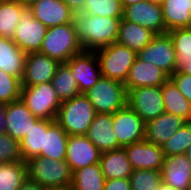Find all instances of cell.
<instances>
[{
    "label": "cell",
    "instance_id": "6da1fadb",
    "mask_svg": "<svg viewBox=\"0 0 191 190\" xmlns=\"http://www.w3.org/2000/svg\"><path fill=\"white\" fill-rule=\"evenodd\" d=\"M122 18L75 14L73 22L84 51H95L117 42Z\"/></svg>",
    "mask_w": 191,
    "mask_h": 190
},
{
    "label": "cell",
    "instance_id": "7a4b0ae2",
    "mask_svg": "<svg viewBox=\"0 0 191 190\" xmlns=\"http://www.w3.org/2000/svg\"><path fill=\"white\" fill-rule=\"evenodd\" d=\"M27 178L46 189H63L71 187L72 170L64 160L33 157L28 159Z\"/></svg>",
    "mask_w": 191,
    "mask_h": 190
},
{
    "label": "cell",
    "instance_id": "3957f363",
    "mask_svg": "<svg viewBox=\"0 0 191 190\" xmlns=\"http://www.w3.org/2000/svg\"><path fill=\"white\" fill-rule=\"evenodd\" d=\"M83 51L77 38L74 22H71L49 27L39 52L59 63H66L74 55Z\"/></svg>",
    "mask_w": 191,
    "mask_h": 190
},
{
    "label": "cell",
    "instance_id": "277c9868",
    "mask_svg": "<svg viewBox=\"0 0 191 190\" xmlns=\"http://www.w3.org/2000/svg\"><path fill=\"white\" fill-rule=\"evenodd\" d=\"M96 112L85 94L61 103L55 121L68 135H86Z\"/></svg>",
    "mask_w": 191,
    "mask_h": 190
},
{
    "label": "cell",
    "instance_id": "5b68a950",
    "mask_svg": "<svg viewBox=\"0 0 191 190\" xmlns=\"http://www.w3.org/2000/svg\"><path fill=\"white\" fill-rule=\"evenodd\" d=\"M84 94L96 113L114 114L127 105L128 92L124 83L103 76Z\"/></svg>",
    "mask_w": 191,
    "mask_h": 190
},
{
    "label": "cell",
    "instance_id": "8992f818",
    "mask_svg": "<svg viewBox=\"0 0 191 190\" xmlns=\"http://www.w3.org/2000/svg\"><path fill=\"white\" fill-rule=\"evenodd\" d=\"M103 77L125 83L137 53L117 42L95 50Z\"/></svg>",
    "mask_w": 191,
    "mask_h": 190
},
{
    "label": "cell",
    "instance_id": "52a82bcc",
    "mask_svg": "<svg viewBox=\"0 0 191 190\" xmlns=\"http://www.w3.org/2000/svg\"><path fill=\"white\" fill-rule=\"evenodd\" d=\"M20 99L39 119L55 120L61 101L52 82L22 86Z\"/></svg>",
    "mask_w": 191,
    "mask_h": 190
},
{
    "label": "cell",
    "instance_id": "ba28073f",
    "mask_svg": "<svg viewBox=\"0 0 191 190\" xmlns=\"http://www.w3.org/2000/svg\"><path fill=\"white\" fill-rule=\"evenodd\" d=\"M137 57L154 64L169 77L176 71V52L168 32L156 34L152 41L137 53Z\"/></svg>",
    "mask_w": 191,
    "mask_h": 190
},
{
    "label": "cell",
    "instance_id": "9c48e42d",
    "mask_svg": "<svg viewBox=\"0 0 191 190\" xmlns=\"http://www.w3.org/2000/svg\"><path fill=\"white\" fill-rule=\"evenodd\" d=\"M127 104L145 123L165 112L161 86H143L130 89Z\"/></svg>",
    "mask_w": 191,
    "mask_h": 190
},
{
    "label": "cell",
    "instance_id": "30bf717a",
    "mask_svg": "<svg viewBox=\"0 0 191 190\" xmlns=\"http://www.w3.org/2000/svg\"><path fill=\"white\" fill-rule=\"evenodd\" d=\"M112 128L119 148L145 139L146 123L128 104L113 114Z\"/></svg>",
    "mask_w": 191,
    "mask_h": 190
},
{
    "label": "cell",
    "instance_id": "8fae6325",
    "mask_svg": "<svg viewBox=\"0 0 191 190\" xmlns=\"http://www.w3.org/2000/svg\"><path fill=\"white\" fill-rule=\"evenodd\" d=\"M47 27L33 17V11L26 7L22 11L21 19L14 31L13 41L26 54L39 52Z\"/></svg>",
    "mask_w": 191,
    "mask_h": 190
},
{
    "label": "cell",
    "instance_id": "7c38bea8",
    "mask_svg": "<svg viewBox=\"0 0 191 190\" xmlns=\"http://www.w3.org/2000/svg\"><path fill=\"white\" fill-rule=\"evenodd\" d=\"M77 80L80 94H84L101 78L99 59L95 51H83L66 62Z\"/></svg>",
    "mask_w": 191,
    "mask_h": 190
},
{
    "label": "cell",
    "instance_id": "4fadbf2b",
    "mask_svg": "<svg viewBox=\"0 0 191 190\" xmlns=\"http://www.w3.org/2000/svg\"><path fill=\"white\" fill-rule=\"evenodd\" d=\"M123 19L139 24L155 34L167 33L161 5L149 0L125 7L123 9Z\"/></svg>",
    "mask_w": 191,
    "mask_h": 190
},
{
    "label": "cell",
    "instance_id": "5bb4252c",
    "mask_svg": "<svg viewBox=\"0 0 191 190\" xmlns=\"http://www.w3.org/2000/svg\"><path fill=\"white\" fill-rule=\"evenodd\" d=\"M59 65V62L40 52L28 53L25 59L21 86L52 82Z\"/></svg>",
    "mask_w": 191,
    "mask_h": 190
},
{
    "label": "cell",
    "instance_id": "9a60e30c",
    "mask_svg": "<svg viewBox=\"0 0 191 190\" xmlns=\"http://www.w3.org/2000/svg\"><path fill=\"white\" fill-rule=\"evenodd\" d=\"M101 151L86 135H69L65 161L72 172L82 167L100 163Z\"/></svg>",
    "mask_w": 191,
    "mask_h": 190
},
{
    "label": "cell",
    "instance_id": "2e32d148",
    "mask_svg": "<svg viewBox=\"0 0 191 190\" xmlns=\"http://www.w3.org/2000/svg\"><path fill=\"white\" fill-rule=\"evenodd\" d=\"M133 170L149 169L161 171L165 155L162 146L142 140L124 147Z\"/></svg>",
    "mask_w": 191,
    "mask_h": 190
},
{
    "label": "cell",
    "instance_id": "e0dca14e",
    "mask_svg": "<svg viewBox=\"0 0 191 190\" xmlns=\"http://www.w3.org/2000/svg\"><path fill=\"white\" fill-rule=\"evenodd\" d=\"M161 176L163 182L177 190H190L191 162L186 154L165 157Z\"/></svg>",
    "mask_w": 191,
    "mask_h": 190
},
{
    "label": "cell",
    "instance_id": "ac0fdd59",
    "mask_svg": "<svg viewBox=\"0 0 191 190\" xmlns=\"http://www.w3.org/2000/svg\"><path fill=\"white\" fill-rule=\"evenodd\" d=\"M30 8L47 28L73 22L75 13L62 0H39Z\"/></svg>",
    "mask_w": 191,
    "mask_h": 190
},
{
    "label": "cell",
    "instance_id": "d6986e66",
    "mask_svg": "<svg viewBox=\"0 0 191 190\" xmlns=\"http://www.w3.org/2000/svg\"><path fill=\"white\" fill-rule=\"evenodd\" d=\"M168 79L169 76L163 70L136 57L124 85L128 92L143 86H162Z\"/></svg>",
    "mask_w": 191,
    "mask_h": 190
},
{
    "label": "cell",
    "instance_id": "ffe728a7",
    "mask_svg": "<svg viewBox=\"0 0 191 190\" xmlns=\"http://www.w3.org/2000/svg\"><path fill=\"white\" fill-rule=\"evenodd\" d=\"M38 119L21 99L10 102L6 108V133L20 142Z\"/></svg>",
    "mask_w": 191,
    "mask_h": 190
},
{
    "label": "cell",
    "instance_id": "44dd1931",
    "mask_svg": "<svg viewBox=\"0 0 191 190\" xmlns=\"http://www.w3.org/2000/svg\"><path fill=\"white\" fill-rule=\"evenodd\" d=\"M112 126L113 114L106 113H96L89 126L86 136L101 152L119 148Z\"/></svg>",
    "mask_w": 191,
    "mask_h": 190
},
{
    "label": "cell",
    "instance_id": "7402d4cb",
    "mask_svg": "<svg viewBox=\"0 0 191 190\" xmlns=\"http://www.w3.org/2000/svg\"><path fill=\"white\" fill-rule=\"evenodd\" d=\"M186 122L179 116L164 112L157 118L146 122L145 140L162 146Z\"/></svg>",
    "mask_w": 191,
    "mask_h": 190
},
{
    "label": "cell",
    "instance_id": "603a6c76",
    "mask_svg": "<svg viewBox=\"0 0 191 190\" xmlns=\"http://www.w3.org/2000/svg\"><path fill=\"white\" fill-rule=\"evenodd\" d=\"M68 136L55 120L44 119V149H41L38 156L64 160Z\"/></svg>",
    "mask_w": 191,
    "mask_h": 190
},
{
    "label": "cell",
    "instance_id": "cb8c5ba5",
    "mask_svg": "<svg viewBox=\"0 0 191 190\" xmlns=\"http://www.w3.org/2000/svg\"><path fill=\"white\" fill-rule=\"evenodd\" d=\"M26 55L12 39L0 36V70L22 80Z\"/></svg>",
    "mask_w": 191,
    "mask_h": 190
},
{
    "label": "cell",
    "instance_id": "d4e9b609",
    "mask_svg": "<svg viewBox=\"0 0 191 190\" xmlns=\"http://www.w3.org/2000/svg\"><path fill=\"white\" fill-rule=\"evenodd\" d=\"M100 165L105 179L129 178L133 172L124 148L102 152Z\"/></svg>",
    "mask_w": 191,
    "mask_h": 190
},
{
    "label": "cell",
    "instance_id": "484cf974",
    "mask_svg": "<svg viewBox=\"0 0 191 190\" xmlns=\"http://www.w3.org/2000/svg\"><path fill=\"white\" fill-rule=\"evenodd\" d=\"M161 7L167 32L190 27L191 0H164Z\"/></svg>",
    "mask_w": 191,
    "mask_h": 190
},
{
    "label": "cell",
    "instance_id": "4316f807",
    "mask_svg": "<svg viewBox=\"0 0 191 190\" xmlns=\"http://www.w3.org/2000/svg\"><path fill=\"white\" fill-rule=\"evenodd\" d=\"M155 35L151 30L122 18L117 43L138 53L152 41Z\"/></svg>",
    "mask_w": 191,
    "mask_h": 190
},
{
    "label": "cell",
    "instance_id": "83f0119b",
    "mask_svg": "<svg viewBox=\"0 0 191 190\" xmlns=\"http://www.w3.org/2000/svg\"><path fill=\"white\" fill-rule=\"evenodd\" d=\"M165 112L174 114L191 122V102L188 101L178 90L175 83L169 78L162 86Z\"/></svg>",
    "mask_w": 191,
    "mask_h": 190
},
{
    "label": "cell",
    "instance_id": "f1b7e54d",
    "mask_svg": "<svg viewBox=\"0 0 191 190\" xmlns=\"http://www.w3.org/2000/svg\"><path fill=\"white\" fill-rule=\"evenodd\" d=\"M105 177L100 163L82 167L72 173V190H104Z\"/></svg>",
    "mask_w": 191,
    "mask_h": 190
},
{
    "label": "cell",
    "instance_id": "f546056e",
    "mask_svg": "<svg viewBox=\"0 0 191 190\" xmlns=\"http://www.w3.org/2000/svg\"><path fill=\"white\" fill-rule=\"evenodd\" d=\"M26 7L19 0H4L0 5V36L13 39L14 31Z\"/></svg>",
    "mask_w": 191,
    "mask_h": 190
},
{
    "label": "cell",
    "instance_id": "4dcf8cb0",
    "mask_svg": "<svg viewBox=\"0 0 191 190\" xmlns=\"http://www.w3.org/2000/svg\"><path fill=\"white\" fill-rule=\"evenodd\" d=\"M52 84L61 102L80 95L77 80L66 63H60L52 79Z\"/></svg>",
    "mask_w": 191,
    "mask_h": 190
},
{
    "label": "cell",
    "instance_id": "1f68e13d",
    "mask_svg": "<svg viewBox=\"0 0 191 190\" xmlns=\"http://www.w3.org/2000/svg\"><path fill=\"white\" fill-rule=\"evenodd\" d=\"M19 143L23 161L37 157L44 149V119H38Z\"/></svg>",
    "mask_w": 191,
    "mask_h": 190
},
{
    "label": "cell",
    "instance_id": "d6a6232c",
    "mask_svg": "<svg viewBox=\"0 0 191 190\" xmlns=\"http://www.w3.org/2000/svg\"><path fill=\"white\" fill-rule=\"evenodd\" d=\"M26 179L25 161L0 164V190H18Z\"/></svg>",
    "mask_w": 191,
    "mask_h": 190
},
{
    "label": "cell",
    "instance_id": "836d02e7",
    "mask_svg": "<svg viewBox=\"0 0 191 190\" xmlns=\"http://www.w3.org/2000/svg\"><path fill=\"white\" fill-rule=\"evenodd\" d=\"M176 52V71H181L186 63H191V29L181 28L168 31Z\"/></svg>",
    "mask_w": 191,
    "mask_h": 190
},
{
    "label": "cell",
    "instance_id": "e575fe53",
    "mask_svg": "<svg viewBox=\"0 0 191 190\" xmlns=\"http://www.w3.org/2000/svg\"><path fill=\"white\" fill-rule=\"evenodd\" d=\"M191 143V122H186L163 145L165 157L185 154Z\"/></svg>",
    "mask_w": 191,
    "mask_h": 190
},
{
    "label": "cell",
    "instance_id": "d590c367",
    "mask_svg": "<svg viewBox=\"0 0 191 190\" xmlns=\"http://www.w3.org/2000/svg\"><path fill=\"white\" fill-rule=\"evenodd\" d=\"M81 13L104 17H123L120 0H86Z\"/></svg>",
    "mask_w": 191,
    "mask_h": 190
},
{
    "label": "cell",
    "instance_id": "8d00e7d4",
    "mask_svg": "<svg viewBox=\"0 0 191 190\" xmlns=\"http://www.w3.org/2000/svg\"><path fill=\"white\" fill-rule=\"evenodd\" d=\"M131 190H157L162 182L161 171L138 169L129 177Z\"/></svg>",
    "mask_w": 191,
    "mask_h": 190
},
{
    "label": "cell",
    "instance_id": "74e56055",
    "mask_svg": "<svg viewBox=\"0 0 191 190\" xmlns=\"http://www.w3.org/2000/svg\"><path fill=\"white\" fill-rule=\"evenodd\" d=\"M21 80L0 70V102L8 104L20 99Z\"/></svg>",
    "mask_w": 191,
    "mask_h": 190
},
{
    "label": "cell",
    "instance_id": "f35d334b",
    "mask_svg": "<svg viewBox=\"0 0 191 190\" xmlns=\"http://www.w3.org/2000/svg\"><path fill=\"white\" fill-rule=\"evenodd\" d=\"M23 161L20 154V143L10 135L0 134V164Z\"/></svg>",
    "mask_w": 191,
    "mask_h": 190
},
{
    "label": "cell",
    "instance_id": "ab89813d",
    "mask_svg": "<svg viewBox=\"0 0 191 190\" xmlns=\"http://www.w3.org/2000/svg\"><path fill=\"white\" fill-rule=\"evenodd\" d=\"M169 78L175 83L180 93L191 102V75L175 71Z\"/></svg>",
    "mask_w": 191,
    "mask_h": 190
},
{
    "label": "cell",
    "instance_id": "60d3db41",
    "mask_svg": "<svg viewBox=\"0 0 191 190\" xmlns=\"http://www.w3.org/2000/svg\"><path fill=\"white\" fill-rule=\"evenodd\" d=\"M104 190H131L129 178L106 179Z\"/></svg>",
    "mask_w": 191,
    "mask_h": 190
},
{
    "label": "cell",
    "instance_id": "b9f144b4",
    "mask_svg": "<svg viewBox=\"0 0 191 190\" xmlns=\"http://www.w3.org/2000/svg\"><path fill=\"white\" fill-rule=\"evenodd\" d=\"M66 5L75 13H81L83 11L86 0H62Z\"/></svg>",
    "mask_w": 191,
    "mask_h": 190
},
{
    "label": "cell",
    "instance_id": "7bdbcfd3",
    "mask_svg": "<svg viewBox=\"0 0 191 190\" xmlns=\"http://www.w3.org/2000/svg\"><path fill=\"white\" fill-rule=\"evenodd\" d=\"M6 108L7 104L0 102V134H6Z\"/></svg>",
    "mask_w": 191,
    "mask_h": 190
},
{
    "label": "cell",
    "instance_id": "ee69618b",
    "mask_svg": "<svg viewBox=\"0 0 191 190\" xmlns=\"http://www.w3.org/2000/svg\"><path fill=\"white\" fill-rule=\"evenodd\" d=\"M18 190H48L42 186H40L38 183H35L31 181L30 179H26L20 188Z\"/></svg>",
    "mask_w": 191,
    "mask_h": 190
},
{
    "label": "cell",
    "instance_id": "f6af8a7d",
    "mask_svg": "<svg viewBox=\"0 0 191 190\" xmlns=\"http://www.w3.org/2000/svg\"><path fill=\"white\" fill-rule=\"evenodd\" d=\"M143 1L145 0H120L123 9L129 5H132L138 2H143Z\"/></svg>",
    "mask_w": 191,
    "mask_h": 190
},
{
    "label": "cell",
    "instance_id": "bcb514c9",
    "mask_svg": "<svg viewBox=\"0 0 191 190\" xmlns=\"http://www.w3.org/2000/svg\"><path fill=\"white\" fill-rule=\"evenodd\" d=\"M157 190H177V189H175L172 186H169L168 184L162 181Z\"/></svg>",
    "mask_w": 191,
    "mask_h": 190
},
{
    "label": "cell",
    "instance_id": "7dc6e473",
    "mask_svg": "<svg viewBox=\"0 0 191 190\" xmlns=\"http://www.w3.org/2000/svg\"><path fill=\"white\" fill-rule=\"evenodd\" d=\"M25 7H30L39 0H19Z\"/></svg>",
    "mask_w": 191,
    "mask_h": 190
},
{
    "label": "cell",
    "instance_id": "c3c4849f",
    "mask_svg": "<svg viewBox=\"0 0 191 190\" xmlns=\"http://www.w3.org/2000/svg\"><path fill=\"white\" fill-rule=\"evenodd\" d=\"M181 71L183 73L191 75V63H186V66Z\"/></svg>",
    "mask_w": 191,
    "mask_h": 190
},
{
    "label": "cell",
    "instance_id": "681fc988",
    "mask_svg": "<svg viewBox=\"0 0 191 190\" xmlns=\"http://www.w3.org/2000/svg\"><path fill=\"white\" fill-rule=\"evenodd\" d=\"M186 156L188 157L189 161L191 162V143L190 145L188 146V149L186 151Z\"/></svg>",
    "mask_w": 191,
    "mask_h": 190
},
{
    "label": "cell",
    "instance_id": "f907efd6",
    "mask_svg": "<svg viewBox=\"0 0 191 190\" xmlns=\"http://www.w3.org/2000/svg\"><path fill=\"white\" fill-rule=\"evenodd\" d=\"M151 1L152 3H156V4H162L164 0H149Z\"/></svg>",
    "mask_w": 191,
    "mask_h": 190
},
{
    "label": "cell",
    "instance_id": "816d5d0a",
    "mask_svg": "<svg viewBox=\"0 0 191 190\" xmlns=\"http://www.w3.org/2000/svg\"><path fill=\"white\" fill-rule=\"evenodd\" d=\"M48 190H72L71 187L63 188V189H48Z\"/></svg>",
    "mask_w": 191,
    "mask_h": 190
}]
</instances>
